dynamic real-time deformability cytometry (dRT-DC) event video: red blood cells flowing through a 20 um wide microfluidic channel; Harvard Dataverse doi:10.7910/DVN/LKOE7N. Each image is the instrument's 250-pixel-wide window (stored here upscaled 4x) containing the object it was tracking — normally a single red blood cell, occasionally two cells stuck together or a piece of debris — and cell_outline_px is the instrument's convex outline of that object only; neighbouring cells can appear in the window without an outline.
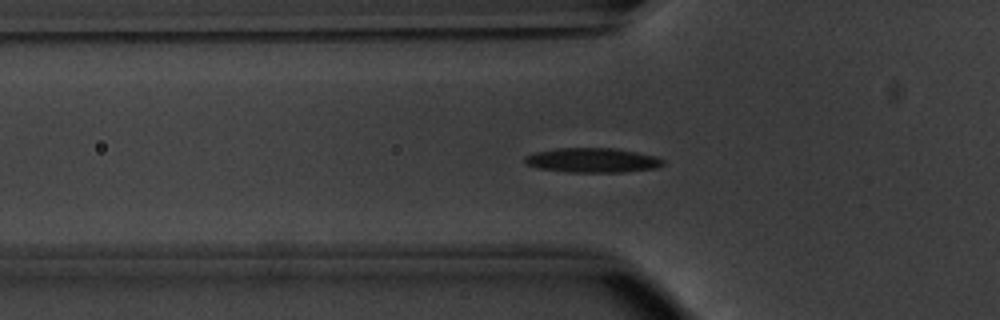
{"species": "common noctule bat (a hibernating species)", "species_latin": "Nyctalus noctula", "temperature_condition": "warm", "stored_images_in_passage": 53, "camera_frame_rate_fps": 3000, "um_per_image_px": 0.085, "animal": {"sex": "male", "body_mass_g": 20.1, "forearm_length_mm": 53.5}, "frame": {"image": 1, "passage_image": 18, "time_ms": 5.667, "image_size_px": [1000, 320], "cell_outline_px": [[664, 164], [656, 168], [624, 172], [568, 172], [540, 168], [524, 164], [524, 156], [536, 152], [556, 148], [616, 148], [656, 156], [664, 160]], "centroid_in_image_um": [50.36, 13.62], "position_along_channel_um": 75.4, "area_um2": 19.83}}
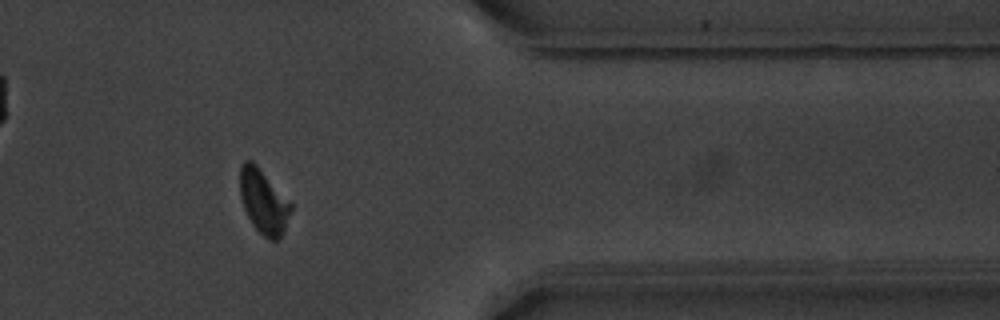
{"frame": {"image": 2, "passage_image": 44, "time_ms": 14.333, "image_size_px": [1000, 320], "cell_outline_px": [[292, 208], [284, 228], [280, 236], [276, 240], [272, 240], [264, 236], [252, 224], [244, 208], [240, 196], [240, 164], [244, 160], [252, 160], [260, 168], [292, 204]], "centroid_in_image_um": [22.37, 17.09], "position_along_channel_um": 389.0, "area_um2": 18.73}}
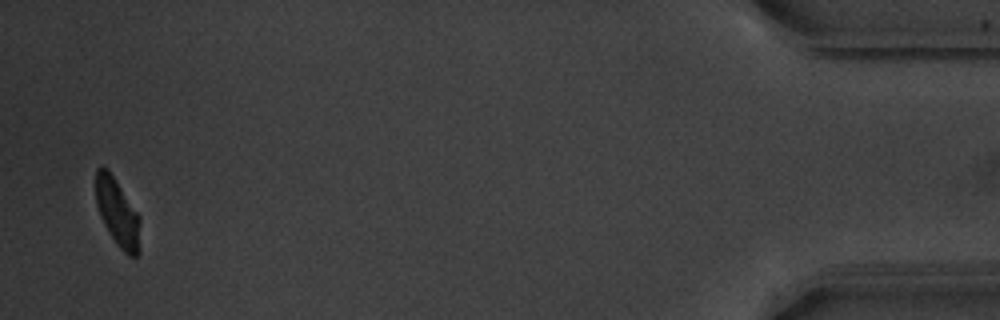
{"frame": {"image": 3, "passage_image": 52, "time_ms": 17.0, "image_size_px": [1000, 320], "cell_outline_px": [[140, 252], [136, 256], [128, 256], [116, 244], [104, 224], [100, 216], [96, 204], [96, 168], [108, 168], [140, 216]], "centroid_in_image_um": [10.01, 18.1], "position_along_channel_um": 425.2, "area_um2": 17.57}, "authors_computed_cell_mechanics": {"area_um2": 18.785, "velocity_mm_per_s": 3.7899, "shape_relaxation_time_tau1_ms": 3.2794, "shape_relaxation_time_tau2_ms": 3.2865, "deformation_change_tau1": 0.1294, "deformation_change_tau2": 0.0849}}